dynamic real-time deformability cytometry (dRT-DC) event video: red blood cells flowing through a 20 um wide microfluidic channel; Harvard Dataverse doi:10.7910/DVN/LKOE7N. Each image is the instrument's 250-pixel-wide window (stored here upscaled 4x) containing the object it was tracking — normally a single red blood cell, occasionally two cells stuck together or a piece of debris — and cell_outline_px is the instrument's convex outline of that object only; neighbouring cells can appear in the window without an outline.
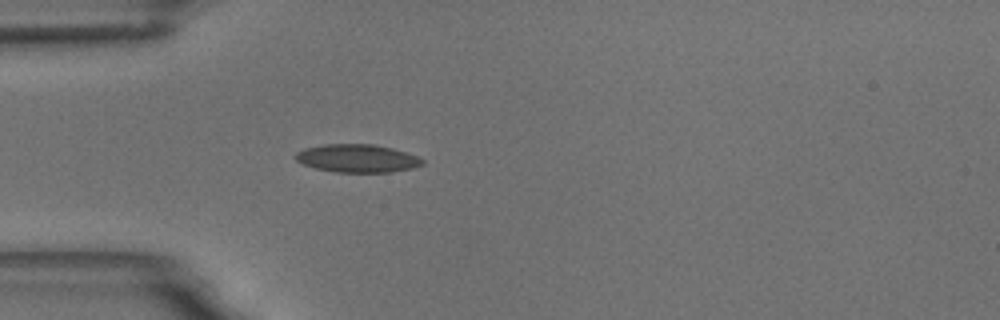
{"species": "common noctule bat (a hibernating species)", "species_latin": "Nyctalus noctula", "temperature_condition": "room temperature", "stored_images_in_passage": 42, "camera_frame_rate_fps": 3000, "um_per_image_px": 0.085, "animal": {"sex": "male", "body_mass_g": 18.8}, "frame": {"image": 1, "passage_image": 1, "time_ms": 0.0, "image_size_px": [1000, 320], "cell_outline_px": [[424, 164], [412, 168], [392, 172], [336, 172], [316, 168], [304, 164], [296, 160], [296, 152], [304, 148], [324, 144], [376, 144], [392, 148], [416, 156], [424, 160]], "centroid_in_image_um": [30.37, 13.45], "position_along_channel_um": 54.6, "area_um2": 20.63}}
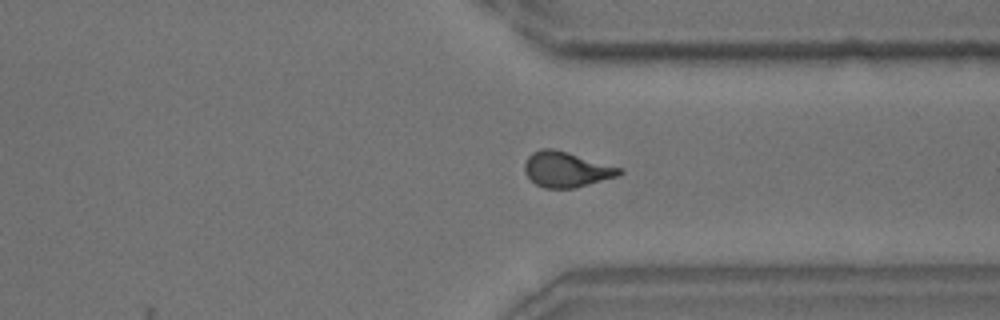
{"frame": {"image": 2, "passage_image": 28, "time_ms": 9.0, "image_size_px": [1000, 320], "cell_outline_px": [[624, 172], [620, 176], [576, 188], [544, 188], [536, 184], [524, 172], [524, 164], [528, 156], [532, 152], [540, 148], [552, 148], [568, 152], [624, 168]], "centroid_in_image_um": [48.19, 14.4], "position_along_channel_um": 363.2, "area_um2": 19.88}}
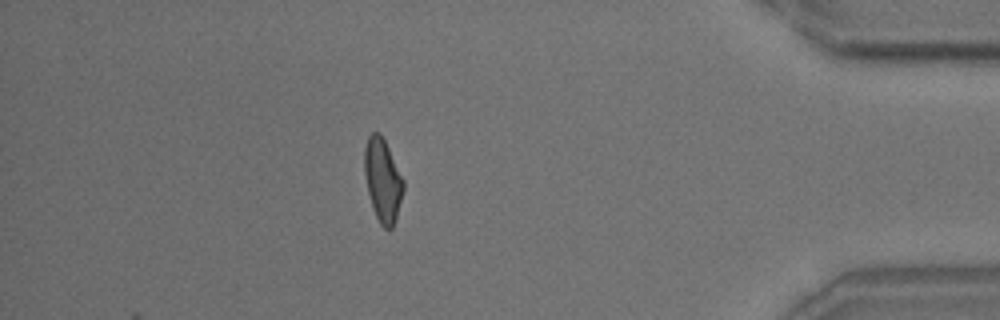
{"frame": {"image": 3, "passage_image": 35, "time_ms": 11.333, "image_size_px": [1000, 320], "cell_outline_px": [[404, 188], [396, 220], [392, 228], [388, 232], [380, 224], [372, 208], [368, 192], [364, 172], [364, 148], [368, 136], [372, 132], [380, 132], [404, 180]], "centroid_in_image_um": [32.52, 15.34], "position_along_channel_um": 402.7, "area_um2": 18.96}, "authors_computed_cell_mechanics": {"area_um2": 19.1896, "velocity_mm_per_s": 3.4932, "shape_relaxation_time_tau1_ms": 6.3135, "shape_relaxation_time_tau2_ms": 1.7302, "deformation_change_tau1": 0.1586, "deformation_change_tau2": 0.0606}}